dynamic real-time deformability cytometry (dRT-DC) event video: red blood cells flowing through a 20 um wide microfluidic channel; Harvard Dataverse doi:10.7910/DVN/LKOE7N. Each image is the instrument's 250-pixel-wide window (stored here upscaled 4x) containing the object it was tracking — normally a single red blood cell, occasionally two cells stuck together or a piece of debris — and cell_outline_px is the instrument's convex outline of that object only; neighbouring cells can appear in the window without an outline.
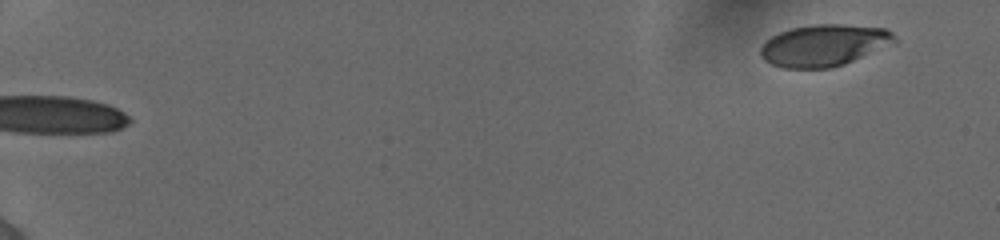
{"species": "human", "species_latin": "Homo sapiens", "temperature_condition": "cold", "stored_images_in_passage": 52, "camera_frame_rate_fps": 3000, "um_per_image_px": 0.085, "donor": {"sex": "female"}, "frame": {"image": 1, "passage_image": 1, "time_ms": 0.0, "image_size_px": [1000, 240], "cell_outline_px": [[896, 40], [844, 64], [832, 68], [780, 68], [764, 60], [760, 56], [760, 48], [764, 40], [780, 32], [792, 28], [812, 24], [840, 24], [884, 28], [892, 32], [896, 36]], "centroid_in_image_um": [69.94, 3.85], "position_along_channel_um": 15.1, "area_um2": 32.25}}
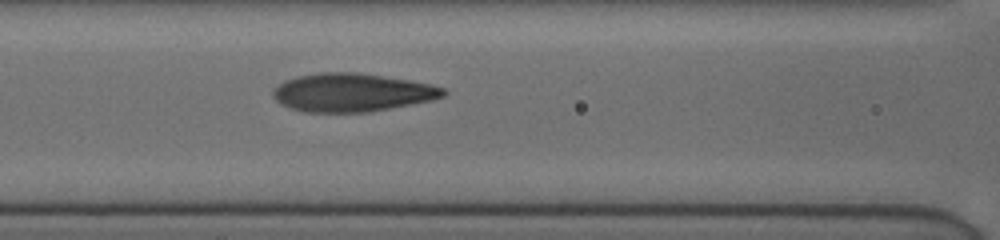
{"frame": {"image": 2, "passage_image": 43, "time_ms": 8.0, "image_size_px": [1000, 240], "cell_outline_px": [[448, 92], [444, 96], [432, 100], [368, 112], [304, 112], [280, 104], [272, 96], [272, 92], [280, 84], [296, 76], [320, 72], [356, 72], [408, 80], [428, 84], [444, 88]], "centroid_in_image_um": [29.91, 7.86], "position_along_channel_um": 136.7, "area_um2": 37.69}}
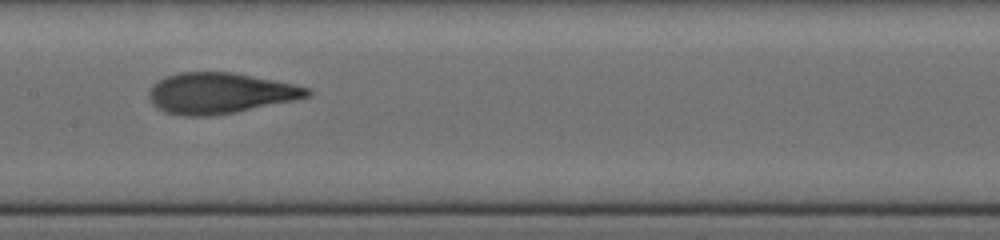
{"frame": {"image": 3, "passage_image": 51, "time_ms": 9.333, "image_size_px": [1000, 240], "cell_outline_px": [[312, 92], [308, 96], [292, 100], [236, 112], [204, 116], [180, 116], [164, 112], [156, 108], [148, 96], [148, 88], [156, 80], [180, 72], [232, 72], [292, 84], [308, 88]], "centroid_in_image_um": [18.6, 7.92], "position_along_channel_um": 188.8, "area_um2": 37.4}}